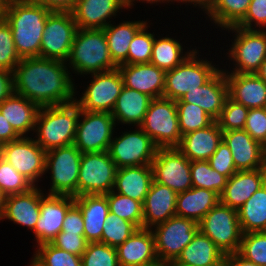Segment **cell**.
<instances>
[{
  "label": "cell",
  "instance_id": "6da1fadb",
  "mask_svg": "<svg viewBox=\"0 0 266 266\" xmlns=\"http://www.w3.org/2000/svg\"><path fill=\"white\" fill-rule=\"evenodd\" d=\"M66 64L41 57L22 58L12 72L13 92L39 107L74 102L75 84Z\"/></svg>",
  "mask_w": 266,
  "mask_h": 266
},
{
  "label": "cell",
  "instance_id": "7a4b0ae2",
  "mask_svg": "<svg viewBox=\"0 0 266 266\" xmlns=\"http://www.w3.org/2000/svg\"><path fill=\"white\" fill-rule=\"evenodd\" d=\"M52 12L29 0L7 1L4 19L11 27L15 48L21 59L40 57L43 31Z\"/></svg>",
  "mask_w": 266,
  "mask_h": 266
},
{
  "label": "cell",
  "instance_id": "3957f363",
  "mask_svg": "<svg viewBox=\"0 0 266 266\" xmlns=\"http://www.w3.org/2000/svg\"><path fill=\"white\" fill-rule=\"evenodd\" d=\"M80 117V107L74 101L64 105L40 107L34 132L38 145L46 152L72 145Z\"/></svg>",
  "mask_w": 266,
  "mask_h": 266
},
{
  "label": "cell",
  "instance_id": "277c9868",
  "mask_svg": "<svg viewBox=\"0 0 266 266\" xmlns=\"http://www.w3.org/2000/svg\"><path fill=\"white\" fill-rule=\"evenodd\" d=\"M68 61L67 66L77 75L107 72L118 67L111 59L104 29H78Z\"/></svg>",
  "mask_w": 266,
  "mask_h": 266
},
{
  "label": "cell",
  "instance_id": "5b68a950",
  "mask_svg": "<svg viewBox=\"0 0 266 266\" xmlns=\"http://www.w3.org/2000/svg\"><path fill=\"white\" fill-rule=\"evenodd\" d=\"M198 54V50L193 49L178 66L166 71L163 98L180 100L187 92L207 83L219 71L210 61L200 59Z\"/></svg>",
  "mask_w": 266,
  "mask_h": 266
},
{
  "label": "cell",
  "instance_id": "8992f818",
  "mask_svg": "<svg viewBox=\"0 0 266 266\" xmlns=\"http://www.w3.org/2000/svg\"><path fill=\"white\" fill-rule=\"evenodd\" d=\"M139 127L158 148L177 147L182 135L175 101L163 97L152 99Z\"/></svg>",
  "mask_w": 266,
  "mask_h": 266
},
{
  "label": "cell",
  "instance_id": "52a82bcc",
  "mask_svg": "<svg viewBox=\"0 0 266 266\" xmlns=\"http://www.w3.org/2000/svg\"><path fill=\"white\" fill-rule=\"evenodd\" d=\"M198 225L199 230L208 236L225 255L238 252L242 231L237 210L219 201Z\"/></svg>",
  "mask_w": 266,
  "mask_h": 266
},
{
  "label": "cell",
  "instance_id": "ba28073f",
  "mask_svg": "<svg viewBox=\"0 0 266 266\" xmlns=\"http://www.w3.org/2000/svg\"><path fill=\"white\" fill-rule=\"evenodd\" d=\"M117 166L108 151L83 153L77 183V196L106 195L114 189Z\"/></svg>",
  "mask_w": 266,
  "mask_h": 266
},
{
  "label": "cell",
  "instance_id": "9c48e42d",
  "mask_svg": "<svg viewBox=\"0 0 266 266\" xmlns=\"http://www.w3.org/2000/svg\"><path fill=\"white\" fill-rule=\"evenodd\" d=\"M82 153L74 144L46 152L45 173L51 171L48 194L77 197V183Z\"/></svg>",
  "mask_w": 266,
  "mask_h": 266
},
{
  "label": "cell",
  "instance_id": "30bf717a",
  "mask_svg": "<svg viewBox=\"0 0 266 266\" xmlns=\"http://www.w3.org/2000/svg\"><path fill=\"white\" fill-rule=\"evenodd\" d=\"M198 230L199 225L195 221L179 216L153 226L151 231L159 262L166 264L175 261Z\"/></svg>",
  "mask_w": 266,
  "mask_h": 266
},
{
  "label": "cell",
  "instance_id": "8fae6325",
  "mask_svg": "<svg viewBox=\"0 0 266 266\" xmlns=\"http://www.w3.org/2000/svg\"><path fill=\"white\" fill-rule=\"evenodd\" d=\"M235 32L229 48V59L235 62L231 73H256L266 58V30L244 29L237 26L226 28Z\"/></svg>",
  "mask_w": 266,
  "mask_h": 266
},
{
  "label": "cell",
  "instance_id": "7c38bea8",
  "mask_svg": "<svg viewBox=\"0 0 266 266\" xmlns=\"http://www.w3.org/2000/svg\"><path fill=\"white\" fill-rule=\"evenodd\" d=\"M77 30L72 12L53 11L46 20L40 57L67 63Z\"/></svg>",
  "mask_w": 266,
  "mask_h": 266
},
{
  "label": "cell",
  "instance_id": "4fadbf2b",
  "mask_svg": "<svg viewBox=\"0 0 266 266\" xmlns=\"http://www.w3.org/2000/svg\"><path fill=\"white\" fill-rule=\"evenodd\" d=\"M114 127H116V122L111 113L80 109L73 144L82 154L108 151L114 135Z\"/></svg>",
  "mask_w": 266,
  "mask_h": 266
},
{
  "label": "cell",
  "instance_id": "5bb4252c",
  "mask_svg": "<svg viewBox=\"0 0 266 266\" xmlns=\"http://www.w3.org/2000/svg\"><path fill=\"white\" fill-rule=\"evenodd\" d=\"M137 128L112 138L108 152L117 168L152 164L158 147L140 127Z\"/></svg>",
  "mask_w": 266,
  "mask_h": 266
},
{
  "label": "cell",
  "instance_id": "9a60e30c",
  "mask_svg": "<svg viewBox=\"0 0 266 266\" xmlns=\"http://www.w3.org/2000/svg\"><path fill=\"white\" fill-rule=\"evenodd\" d=\"M45 156L38 143L31 137L21 136L11 142L2 144L1 158L10 163L20 174L34 186L38 178L45 174ZM37 181V182H36Z\"/></svg>",
  "mask_w": 266,
  "mask_h": 266
},
{
  "label": "cell",
  "instance_id": "2e32d148",
  "mask_svg": "<svg viewBox=\"0 0 266 266\" xmlns=\"http://www.w3.org/2000/svg\"><path fill=\"white\" fill-rule=\"evenodd\" d=\"M153 179L176 193L192 188L191 161L177 148H158L152 161Z\"/></svg>",
  "mask_w": 266,
  "mask_h": 266
},
{
  "label": "cell",
  "instance_id": "e0dca14e",
  "mask_svg": "<svg viewBox=\"0 0 266 266\" xmlns=\"http://www.w3.org/2000/svg\"><path fill=\"white\" fill-rule=\"evenodd\" d=\"M91 75L93 80L75 102L84 111L111 113L124 87L119 69Z\"/></svg>",
  "mask_w": 266,
  "mask_h": 266
},
{
  "label": "cell",
  "instance_id": "ac0fdd59",
  "mask_svg": "<svg viewBox=\"0 0 266 266\" xmlns=\"http://www.w3.org/2000/svg\"><path fill=\"white\" fill-rule=\"evenodd\" d=\"M40 189V216L33 230L36 245L51 243L62 230L68 209L75 203L69 195L44 194Z\"/></svg>",
  "mask_w": 266,
  "mask_h": 266
},
{
  "label": "cell",
  "instance_id": "d6986e66",
  "mask_svg": "<svg viewBox=\"0 0 266 266\" xmlns=\"http://www.w3.org/2000/svg\"><path fill=\"white\" fill-rule=\"evenodd\" d=\"M223 141L229 147L237 171L266 168L263 145L244 129L223 131Z\"/></svg>",
  "mask_w": 266,
  "mask_h": 266
},
{
  "label": "cell",
  "instance_id": "ffe728a7",
  "mask_svg": "<svg viewBox=\"0 0 266 266\" xmlns=\"http://www.w3.org/2000/svg\"><path fill=\"white\" fill-rule=\"evenodd\" d=\"M229 97V86L223 69H220L207 83L187 92L180 100L198 105L215 121L220 117L226 99Z\"/></svg>",
  "mask_w": 266,
  "mask_h": 266
},
{
  "label": "cell",
  "instance_id": "44dd1931",
  "mask_svg": "<svg viewBox=\"0 0 266 266\" xmlns=\"http://www.w3.org/2000/svg\"><path fill=\"white\" fill-rule=\"evenodd\" d=\"M124 87L147 94L152 99L163 97L166 71L152 63L121 64Z\"/></svg>",
  "mask_w": 266,
  "mask_h": 266
},
{
  "label": "cell",
  "instance_id": "7402d4cb",
  "mask_svg": "<svg viewBox=\"0 0 266 266\" xmlns=\"http://www.w3.org/2000/svg\"><path fill=\"white\" fill-rule=\"evenodd\" d=\"M119 266H148L160 263L151 229L139 228L117 248Z\"/></svg>",
  "mask_w": 266,
  "mask_h": 266
},
{
  "label": "cell",
  "instance_id": "603a6c76",
  "mask_svg": "<svg viewBox=\"0 0 266 266\" xmlns=\"http://www.w3.org/2000/svg\"><path fill=\"white\" fill-rule=\"evenodd\" d=\"M122 8L125 0H77L71 12L78 29H104Z\"/></svg>",
  "mask_w": 266,
  "mask_h": 266
},
{
  "label": "cell",
  "instance_id": "cb8c5ba5",
  "mask_svg": "<svg viewBox=\"0 0 266 266\" xmlns=\"http://www.w3.org/2000/svg\"><path fill=\"white\" fill-rule=\"evenodd\" d=\"M265 183L266 168L237 171L227 179L220 202L238 210Z\"/></svg>",
  "mask_w": 266,
  "mask_h": 266
},
{
  "label": "cell",
  "instance_id": "d4e9b609",
  "mask_svg": "<svg viewBox=\"0 0 266 266\" xmlns=\"http://www.w3.org/2000/svg\"><path fill=\"white\" fill-rule=\"evenodd\" d=\"M178 193L154 179L145 197L143 206V228L153 226L176 216V201Z\"/></svg>",
  "mask_w": 266,
  "mask_h": 266
},
{
  "label": "cell",
  "instance_id": "484cf974",
  "mask_svg": "<svg viewBox=\"0 0 266 266\" xmlns=\"http://www.w3.org/2000/svg\"><path fill=\"white\" fill-rule=\"evenodd\" d=\"M229 97L248 109L266 107V83L255 73H230L224 70Z\"/></svg>",
  "mask_w": 266,
  "mask_h": 266
},
{
  "label": "cell",
  "instance_id": "4316f807",
  "mask_svg": "<svg viewBox=\"0 0 266 266\" xmlns=\"http://www.w3.org/2000/svg\"><path fill=\"white\" fill-rule=\"evenodd\" d=\"M39 216L40 188L34 186L25 193L6 196L5 207L0 220L9 219L33 231Z\"/></svg>",
  "mask_w": 266,
  "mask_h": 266
},
{
  "label": "cell",
  "instance_id": "83f0119b",
  "mask_svg": "<svg viewBox=\"0 0 266 266\" xmlns=\"http://www.w3.org/2000/svg\"><path fill=\"white\" fill-rule=\"evenodd\" d=\"M223 140V131L217 121L207 128L185 134L177 148L190 160H208Z\"/></svg>",
  "mask_w": 266,
  "mask_h": 266
},
{
  "label": "cell",
  "instance_id": "f1b7e54d",
  "mask_svg": "<svg viewBox=\"0 0 266 266\" xmlns=\"http://www.w3.org/2000/svg\"><path fill=\"white\" fill-rule=\"evenodd\" d=\"M75 204L82 212L85 239L88 243L100 242L103 225L110 212L106 195L77 196L75 197Z\"/></svg>",
  "mask_w": 266,
  "mask_h": 266
},
{
  "label": "cell",
  "instance_id": "f546056e",
  "mask_svg": "<svg viewBox=\"0 0 266 266\" xmlns=\"http://www.w3.org/2000/svg\"><path fill=\"white\" fill-rule=\"evenodd\" d=\"M152 181V165L121 167L117 169L113 191L143 204Z\"/></svg>",
  "mask_w": 266,
  "mask_h": 266
},
{
  "label": "cell",
  "instance_id": "4dcf8cb0",
  "mask_svg": "<svg viewBox=\"0 0 266 266\" xmlns=\"http://www.w3.org/2000/svg\"><path fill=\"white\" fill-rule=\"evenodd\" d=\"M224 260L225 254L198 230L174 262L184 266H222Z\"/></svg>",
  "mask_w": 266,
  "mask_h": 266
},
{
  "label": "cell",
  "instance_id": "1f68e13d",
  "mask_svg": "<svg viewBox=\"0 0 266 266\" xmlns=\"http://www.w3.org/2000/svg\"><path fill=\"white\" fill-rule=\"evenodd\" d=\"M39 109L38 105L15 92L0 104L1 113L20 136L34 131Z\"/></svg>",
  "mask_w": 266,
  "mask_h": 266
},
{
  "label": "cell",
  "instance_id": "d6a6232c",
  "mask_svg": "<svg viewBox=\"0 0 266 266\" xmlns=\"http://www.w3.org/2000/svg\"><path fill=\"white\" fill-rule=\"evenodd\" d=\"M220 201V196L209 189L192 187L178 193L176 216L195 221L197 224Z\"/></svg>",
  "mask_w": 266,
  "mask_h": 266
},
{
  "label": "cell",
  "instance_id": "836d02e7",
  "mask_svg": "<svg viewBox=\"0 0 266 266\" xmlns=\"http://www.w3.org/2000/svg\"><path fill=\"white\" fill-rule=\"evenodd\" d=\"M152 98L127 87H123L111 114L114 121L121 124H129L136 127L143 122Z\"/></svg>",
  "mask_w": 266,
  "mask_h": 266
},
{
  "label": "cell",
  "instance_id": "e575fe53",
  "mask_svg": "<svg viewBox=\"0 0 266 266\" xmlns=\"http://www.w3.org/2000/svg\"><path fill=\"white\" fill-rule=\"evenodd\" d=\"M147 23V21H123L119 25L111 23L104 28L109 53L113 62L119 66L128 64V52L135 34Z\"/></svg>",
  "mask_w": 266,
  "mask_h": 266
},
{
  "label": "cell",
  "instance_id": "d590c367",
  "mask_svg": "<svg viewBox=\"0 0 266 266\" xmlns=\"http://www.w3.org/2000/svg\"><path fill=\"white\" fill-rule=\"evenodd\" d=\"M237 211L242 234L266 231V183Z\"/></svg>",
  "mask_w": 266,
  "mask_h": 266
},
{
  "label": "cell",
  "instance_id": "8d00e7d4",
  "mask_svg": "<svg viewBox=\"0 0 266 266\" xmlns=\"http://www.w3.org/2000/svg\"><path fill=\"white\" fill-rule=\"evenodd\" d=\"M192 51H187L183 55L182 44L173 37L155 38L150 63L169 71L178 66Z\"/></svg>",
  "mask_w": 266,
  "mask_h": 266
},
{
  "label": "cell",
  "instance_id": "74e56055",
  "mask_svg": "<svg viewBox=\"0 0 266 266\" xmlns=\"http://www.w3.org/2000/svg\"><path fill=\"white\" fill-rule=\"evenodd\" d=\"M251 0H218L207 13L210 20L226 30L236 26L246 15Z\"/></svg>",
  "mask_w": 266,
  "mask_h": 266
},
{
  "label": "cell",
  "instance_id": "f35d334b",
  "mask_svg": "<svg viewBox=\"0 0 266 266\" xmlns=\"http://www.w3.org/2000/svg\"><path fill=\"white\" fill-rule=\"evenodd\" d=\"M190 174L192 187L209 189L219 196L223 192L228 179L225 175L212 169L208 160L191 161Z\"/></svg>",
  "mask_w": 266,
  "mask_h": 266
},
{
  "label": "cell",
  "instance_id": "ab89813d",
  "mask_svg": "<svg viewBox=\"0 0 266 266\" xmlns=\"http://www.w3.org/2000/svg\"><path fill=\"white\" fill-rule=\"evenodd\" d=\"M106 197L111 213L132 222L138 229L143 228V206L141 202L113 190L107 193Z\"/></svg>",
  "mask_w": 266,
  "mask_h": 266
},
{
  "label": "cell",
  "instance_id": "60d3db41",
  "mask_svg": "<svg viewBox=\"0 0 266 266\" xmlns=\"http://www.w3.org/2000/svg\"><path fill=\"white\" fill-rule=\"evenodd\" d=\"M181 135L207 128L215 120L201 107L187 102H175Z\"/></svg>",
  "mask_w": 266,
  "mask_h": 266
},
{
  "label": "cell",
  "instance_id": "b9f144b4",
  "mask_svg": "<svg viewBox=\"0 0 266 266\" xmlns=\"http://www.w3.org/2000/svg\"><path fill=\"white\" fill-rule=\"evenodd\" d=\"M32 257L35 266H82L80 256L64 251L52 243L37 246V251Z\"/></svg>",
  "mask_w": 266,
  "mask_h": 266
},
{
  "label": "cell",
  "instance_id": "7bdbcfd3",
  "mask_svg": "<svg viewBox=\"0 0 266 266\" xmlns=\"http://www.w3.org/2000/svg\"><path fill=\"white\" fill-rule=\"evenodd\" d=\"M137 227L117 215L109 212L103 225V233L100 243L117 248L123 244L135 231Z\"/></svg>",
  "mask_w": 266,
  "mask_h": 266
},
{
  "label": "cell",
  "instance_id": "ee69618b",
  "mask_svg": "<svg viewBox=\"0 0 266 266\" xmlns=\"http://www.w3.org/2000/svg\"><path fill=\"white\" fill-rule=\"evenodd\" d=\"M237 253L259 266H266V231L242 234Z\"/></svg>",
  "mask_w": 266,
  "mask_h": 266
},
{
  "label": "cell",
  "instance_id": "f6af8a7d",
  "mask_svg": "<svg viewBox=\"0 0 266 266\" xmlns=\"http://www.w3.org/2000/svg\"><path fill=\"white\" fill-rule=\"evenodd\" d=\"M34 185L0 157V189L6 196L25 193Z\"/></svg>",
  "mask_w": 266,
  "mask_h": 266
},
{
  "label": "cell",
  "instance_id": "bcb514c9",
  "mask_svg": "<svg viewBox=\"0 0 266 266\" xmlns=\"http://www.w3.org/2000/svg\"><path fill=\"white\" fill-rule=\"evenodd\" d=\"M146 23L134 36L129 46L128 64L150 63L155 34L147 32Z\"/></svg>",
  "mask_w": 266,
  "mask_h": 266
},
{
  "label": "cell",
  "instance_id": "7dc6e473",
  "mask_svg": "<svg viewBox=\"0 0 266 266\" xmlns=\"http://www.w3.org/2000/svg\"><path fill=\"white\" fill-rule=\"evenodd\" d=\"M81 259L82 266H119L116 248L100 242L88 243Z\"/></svg>",
  "mask_w": 266,
  "mask_h": 266
},
{
  "label": "cell",
  "instance_id": "c3c4849f",
  "mask_svg": "<svg viewBox=\"0 0 266 266\" xmlns=\"http://www.w3.org/2000/svg\"><path fill=\"white\" fill-rule=\"evenodd\" d=\"M249 109L228 97L220 117L216 120L222 131L244 129Z\"/></svg>",
  "mask_w": 266,
  "mask_h": 266
},
{
  "label": "cell",
  "instance_id": "681fc988",
  "mask_svg": "<svg viewBox=\"0 0 266 266\" xmlns=\"http://www.w3.org/2000/svg\"><path fill=\"white\" fill-rule=\"evenodd\" d=\"M20 60L11 27L3 18L0 20V69L13 72Z\"/></svg>",
  "mask_w": 266,
  "mask_h": 266
},
{
  "label": "cell",
  "instance_id": "f907efd6",
  "mask_svg": "<svg viewBox=\"0 0 266 266\" xmlns=\"http://www.w3.org/2000/svg\"><path fill=\"white\" fill-rule=\"evenodd\" d=\"M244 130L261 145L266 144V107L249 109Z\"/></svg>",
  "mask_w": 266,
  "mask_h": 266
},
{
  "label": "cell",
  "instance_id": "816d5d0a",
  "mask_svg": "<svg viewBox=\"0 0 266 266\" xmlns=\"http://www.w3.org/2000/svg\"><path fill=\"white\" fill-rule=\"evenodd\" d=\"M236 26L244 29L257 27L258 30H264V28L266 30V0H251L245 17Z\"/></svg>",
  "mask_w": 266,
  "mask_h": 266
},
{
  "label": "cell",
  "instance_id": "f5cc1de1",
  "mask_svg": "<svg viewBox=\"0 0 266 266\" xmlns=\"http://www.w3.org/2000/svg\"><path fill=\"white\" fill-rule=\"evenodd\" d=\"M208 161L212 169H215L227 178L237 172L231 151L223 140Z\"/></svg>",
  "mask_w": 266,
  "mask_h": 266
},
{
  "label": "cell",
  "instance_id": "db71d44e",
  "mask_svg": "<svg viewBox=\"0 0 266 266\" xmlns=\"http://www.w3.org/2000/svg\"><path fill=\"white\" fill-rule=\"evenodd\" d=\"M54 246L70 252L71 254L82 256L87 247V240L84 235H76L60 231L51 242Z\"/></svg>",
  "mask_w": 266,
  "mask_h": 266
},
{
  "label": "cell",
  "instance_id": "11a10c76",
  "mask_svg": "<svg viewBox=\"0 0 266 266\" xmlns=\"http://www.w3.org/2000/svg\"><path fill=\"white\" fill-rule=\"evenodd\" d=\"M62 232L84 235V220L80 208L74 203L67 211Z\"/></svg>",
  "mask_w": 266,
  "mask_h": 266
},
{
  "label": "cell",
  "instance_id": "9f6ffc18",
  "mask_svg": "<svg viewBox=\"0 0 266 266\" xmlns=\"http://www.w3.org/2000/svg\"><path fill=\"white\" fill-rule=\"evenodd\" d=\"M38 3L50 11L71 12L77 0H29Z\"/></svg>",
  "mask_w": 266,
  "mask_h": 266
},
{
  "label": "cell",
  "instance_id": "6f0895ef",
  "mask_svg": "<svg viewBox=\"0 0 266 266\" xmlns=\"http://www.w3.org/2000/svg\"><path fill=\"white\" fill-rule=\"evenodd\" d=\"M20 137L0 111V142L5 144Z\"/></svg>",
  "mask_w": 266,
  "mask_h": 266
},
{
  "label": "cell",
  "instance_id": "680465c9",
  "mask_svg": "<svg viewBox=\"0 0 266 266\" xmlns=\"http://www.w3.org/2000/svg\"><path fill=\"white\" fill-rule=\"evenodd\" d=\"M13 92L12 72L0 69V104Z\"/></svg>",
  "mask_w": 266,
  "mask_h": 266
},
{
  "label": "cell",
  "instance_id": "91938a15",
  "mask_svg": "<svg viewBox=\"0 0 266 266\" xmlns=\"http://www.w3.org/2000/svg\"><path fill=\"white\" fill-rule=\"evenodd\" d=\"M225 266H259L236 253H229L225 255Z\"/></svg>",
  "mask_w": 266,
  "mask_h": 266
},
{
  "label": "cell",
  "instance_id": "94428289",
  "mask_svg": "<svg viewBox=\"0 0 266 266\" xmlns=\"http://www.w3.org/2000/svg\"><path fill=\"white\" fill-rule=\"evenodd\" d=\"M182 2L185 4L186 3H190V4H193L195 7L198 6L199 8H201L203 11H206L204 13H208L212 8L213 6L216 4V2L218 0H175V2Z\"/></svg>",
  "mask_w": 266,
  "mask_h": 266
},
{
  "label": "cell",
  "instance_id": "6125c7cd",
  "mask_svg": "<svg viewBox=\"0 0 266 266\" xmlns=\"http://www.w3.org/2000/svg\"><path fill=\"white\" fill-rule=\"evenodd\" d=\"M134 1H142V2H148V3H150V4H154V3H158V2H160V3H165V2H172L173 3V1L175 2V0H125V4H126V7L127 8H131L134 4H133V2Z\"/></svg>",
  "mask_w": 266,
  "mask_h": 266
},
{
  "label": "cell",
  "instance_id": "be15d7a7",
  "mask_svg": "<svg viewBox=\"0 0 266 266\" xmlns=\"http://www.w3.org/2000/svg\"><path fill=\"white\" fill-rule=\"evenodd\" d=\"M255 74L266 83V58L262 62L259 70Z\"/></svg>",
  "mask_w": 266,
  "mask_h": 266
},
{
  "label": "cell",
  "instance_id": "e7e4bbea",
  "mask_svg": "<svg viewBox=\"0 0 266 266\" xmlns=\"http://www.w3.org/2000/svg\"><path fill=\"white\" fill-rule=\"evenodd\" d=\"M5 200H6V195L0 189V217H1L3 210H4V207H5Z\"/></svg>",
  "mask_w": 266,
  "mask_h": 266
},
{
  "label": "cell",
  "instance_id": "03108f58",
  "mask_svg": "<svg viewBox=\"0 0 266 266\" xmlns=\"http://www.w3.org/2000/svg\"><path fill=\"white\" fill-rule=\"evenodd\" d=\"M6 4L7 0H0V20L4 18Z\"/></svg>",
  "mask_w": 266,
  "mask_h": 266
},
{
  "label": "cell",
  "instance_id": "003e7915",
  "mask_svg": "<svg viewBox=\"0 0 266 266\" xmlns=\"http://www.w3.org/2000/svg\"><path fill=\"white\" fill-rule=\"evenodd\" d=\"M165 266H184V265H181V264H178L172 261V262L166 263Z\"/></svg>",
  "mask_w": 266,
  "mask_h": 266
},
{
  "label": "cell",
  "instance_id": "a7ac6f4b",
  "mask_svg": "<svg viewBox=\"0 0 266 266\" xmlns=\"http://www.w3.org/2000/svg\"><path fill=\"white\" fill-rule=\"evenodd\" d=\"M148 266H165V264H163V263H156V264L148 265Z\"/></svg>",
  "mask_w": 266,
  "mask_h": 266
},
{
  "label": "cell",
  "instance_id": "89a4df30",
  "mask_svg": "<svg viewBox=\"0 0 266 266\" xmlns=\"http://www.w3.org/2000/svg\"><path fill=\"white\" fill-rule=\"evenodd\" d=\"M2 143L0 142V157H1Z\"/></svg>",
  "mask_w": 266,
  "mask_h": 266
},
{
  "label": "cell",
  "instance_id": "2644e50d",
  "mask_svg": "<svg viewBox=\"0 0 266 266\" xmlns=\"http://www.w3.org/2000/svg\"><path fill=\"white\" fill-rule=\"evenodd\" d=\"M264 148V152H265V155H266V144L263 146Z\"/></svg>",
  "mask_w": 266,
  "mask_h": 266
}]
</instances>
